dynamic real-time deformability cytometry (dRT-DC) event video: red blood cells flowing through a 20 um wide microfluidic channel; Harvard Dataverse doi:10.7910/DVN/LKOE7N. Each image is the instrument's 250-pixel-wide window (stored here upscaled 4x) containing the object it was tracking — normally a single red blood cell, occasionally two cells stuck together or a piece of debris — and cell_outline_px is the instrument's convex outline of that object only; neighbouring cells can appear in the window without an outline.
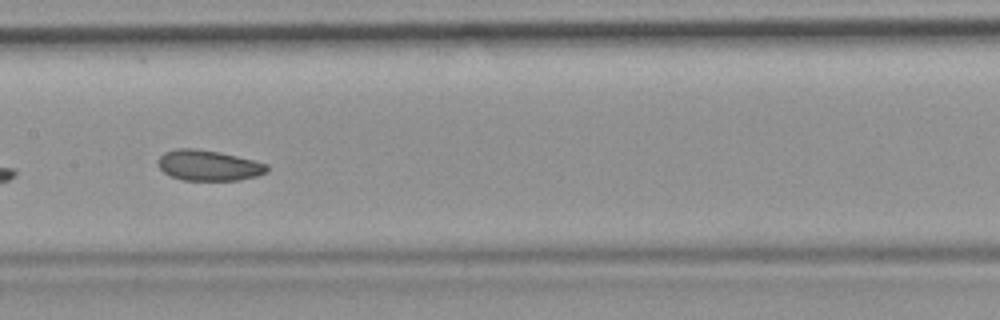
{"species": "common noctule bat (a hibernating species)", "species_latin": "Nyctalus noctula", "temperature_condition": "room temperature", "stored_images_in_passage": 37, "camera_frame_rate_fps": 3000, "um_per_image_px": 0.085, "animal": {"sex": "female", "body_mass_g": 19.9}, "frame": {"image": 1, "passage_image": 11, "time_ms": 3.333, "image_size_px": [1000, 320], "cell_outline_px": [[268, 172], [256, 176], [240, 180], [180, 180], [164, 172], [156, 164], [156, 160], [164, 152], [176, 148], [192, 148], [220, 152], [268, 164]], "centroid_in_image_um": [17.7, 14.06], "position_along_channel_um": 189.7, "area_um2": 19.48}, "authors_computed_cell_mechanics": {"area_um2": 19.9988, "velocity_mm_per_s": 3.8382, "shape_relaxation_time_tau1_ms": 8.976, "shape_relaxation_time_tau2_ms": 1.9381, "deformation_change_tau1": 0.1343, "deformation_change_tau2": 0.0734}}